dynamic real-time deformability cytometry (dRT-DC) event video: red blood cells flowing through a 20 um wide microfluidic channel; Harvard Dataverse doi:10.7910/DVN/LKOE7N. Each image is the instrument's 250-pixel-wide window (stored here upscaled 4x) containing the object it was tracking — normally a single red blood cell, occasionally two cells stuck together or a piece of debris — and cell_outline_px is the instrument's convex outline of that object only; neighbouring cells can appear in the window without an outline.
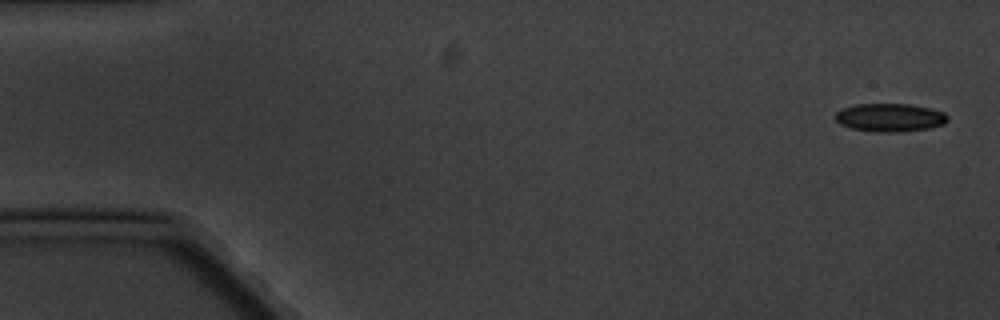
{"species": "common noctule bat (a hibernating species)", "species_latin": "Nyctalus noctula", "temperature_condition": "cold", "stored_images_in_passage": 7, "camera_frame_rate_fps": 3000, "um_per_image_px": 0.085, "animal": {"sex": "male", "body_mass_g": 20.1, "forearm_length_mm": 53.5}, "frame": {"image": 1, "passage_image": 1, "time_ms": 0.0, "image_size_px": [1000, 320], "cell_outline_px": [[948, 120], [944, 124], [928, 128], [900, 132], [876, 132], [852, 128], [840, 124], [832, 116], [836, 112], [844, 108], [856, 104], [908, 104], [928, 108], [944, 112], [948, 116]], "centroid_in_image_um": [75.62, 9.99], "position_along_channel_um": 9.4, "area_um2": 18.44}}